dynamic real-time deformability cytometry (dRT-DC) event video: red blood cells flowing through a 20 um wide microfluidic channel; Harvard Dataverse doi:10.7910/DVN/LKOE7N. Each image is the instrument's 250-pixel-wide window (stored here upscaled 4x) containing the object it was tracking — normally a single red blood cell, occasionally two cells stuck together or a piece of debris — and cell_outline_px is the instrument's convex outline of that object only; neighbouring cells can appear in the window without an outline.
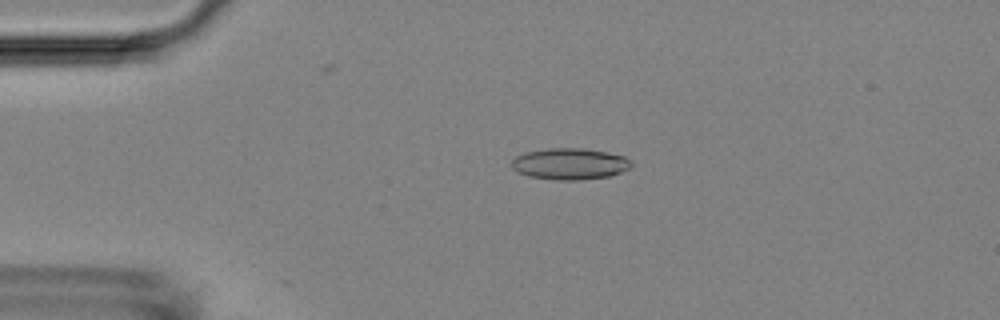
{"species": "Egyptian fruit bat (a non-hibernating species)", "species_latin": "Rousettus aegyptiacus", "temperature_condition": "room temperature", "stored_images_in_passage": 54, "camera_frame_rate_fps": 3000, "um_per_image_px": 0.085, "animal": {"sex": "female"}, "frame": {"image": 1, "passage_image": 12, "time_ms": 3.667, "image_size_px": [1000, 320], "cell_outline_px": [[632, 168], [608, 176], [580, 180], [552, 180], [528, 176], [516, 172], [512, 168], [512, 160], [516, 156], [524, 152], [548, 148], [584, 148], [608, 152], [624, 156], [632, 164]], "centroid_in_image_um": [48.41, 13.93], "position_along_channel_um": 36.6, "area_um2": 22.08}}
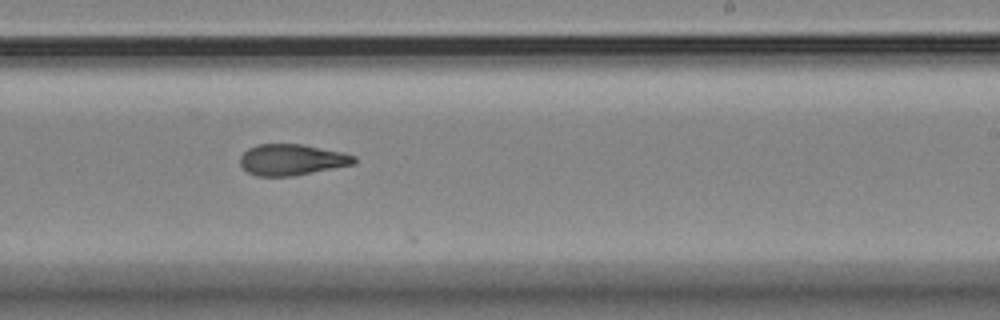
{"frame": {"image": 2, "passage_image": 33, "time_ms": 10.667, "image_size_px": [1000, 320], "cell_outline_px": [[356, 164], [292, 176], [256, 176], [248, 172], [240, 164], [240, 156], [248, 148], [256, 144], [304, 144], [344, 152], [356, 156]], "centroid_in_image_um": [24.83, 13.57], "position_along_channel_um": 264.2, "area_um2": 20.87}}
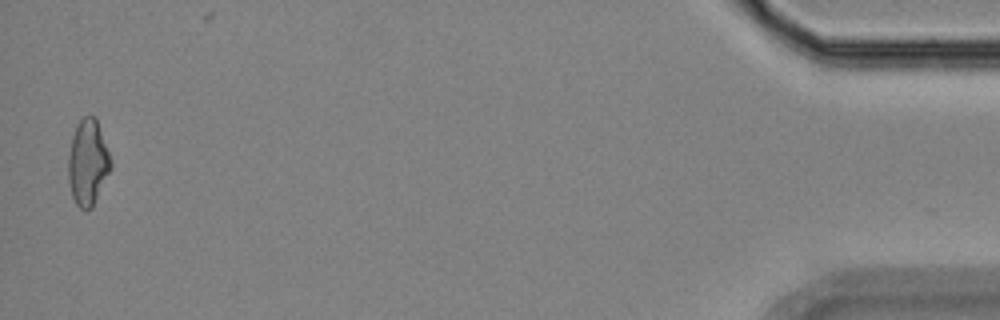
{"frame": {"image": 3, "passage_image": 53, "time_ms": 17.333, "image_size_px": [1000, 320], "cell_outline_px": [[112, 168], [92, 208], [80, 208], [76, 204], [72, 196], [68, 180], [68, 156], [72, 136], [80, 120], [84, 116], [96, 116], [112, 160]], "centroid_in_image_um": [7.48, 13.8], "position_along_channel_um": 427.7, "area_um2": 21.33}, "authors_computed_cell_mechanics": {"area_um2": 21.2704, "velocity_mm_per_s": 3.7476, "shape_relaxation_time_tau1_ms": null, "shape_relaxation_time_tau2_ms": 2.9594, "deformation_change_tau1": null, "deformation_change_tau2": 0.1113}}